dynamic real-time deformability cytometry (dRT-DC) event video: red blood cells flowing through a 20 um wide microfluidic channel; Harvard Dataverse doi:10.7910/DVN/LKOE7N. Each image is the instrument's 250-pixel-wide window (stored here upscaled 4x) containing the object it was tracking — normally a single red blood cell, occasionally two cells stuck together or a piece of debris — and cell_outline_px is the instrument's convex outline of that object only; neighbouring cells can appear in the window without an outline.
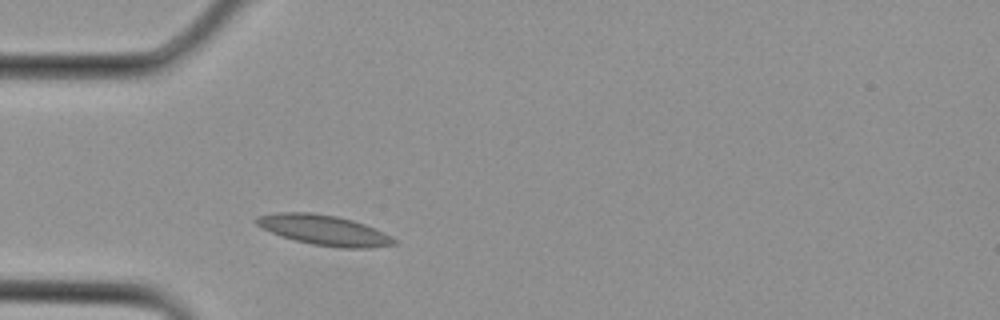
{"species": "Egyptian fruit bat (a non-hibernating species)", "species_latin": "Rousettus aegyptiacus", "temperature_condition": "cold", "stored_images_in_passage": 1, "camera_frame_rate_fps": 3000, "um_per_image_px": 0.085, "animal": {"sex": "female"}, "frame": {"image": 1, "passage_image": 1, "time_ms": 0.0, "image_size_px": [1000, 320], "cell_outline_px": [[396, 244], [372, 248], [340, 248], [312, 244], [296, 240], [272, 232], [256, 224], [256, 216], [276, 212], [312, 212], [336, 216], [352, 220], [364, 224], [384, 232], [396, 240]], "centroid_in_image_um": [27.57, 19.56], "position_along_channel_um": 57.4, "area_um2": 23.99}}